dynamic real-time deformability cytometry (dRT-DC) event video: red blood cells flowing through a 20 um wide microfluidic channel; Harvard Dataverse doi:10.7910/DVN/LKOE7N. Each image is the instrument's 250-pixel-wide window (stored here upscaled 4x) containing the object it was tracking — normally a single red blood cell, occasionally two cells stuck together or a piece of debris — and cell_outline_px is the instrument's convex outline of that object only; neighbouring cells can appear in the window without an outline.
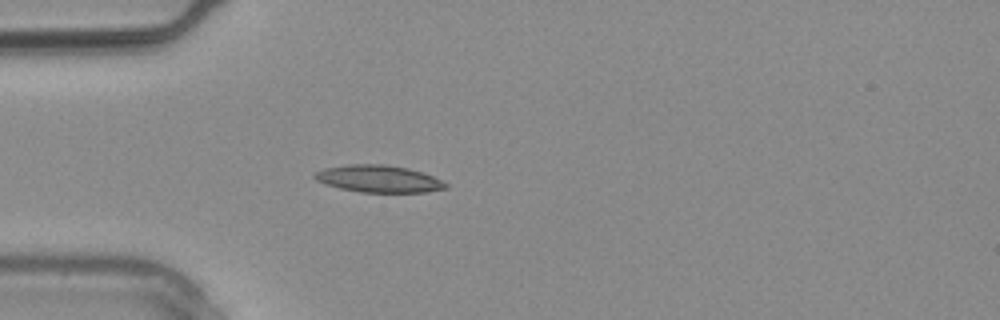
{"species": "common noctule bat (a hibernating species)", "species_latin": "Nyctalus noctula", "temperature_condition": "warm", "stored_images_in_passage": 2, "camera_frame_rate_fps": 3000, "um_per_image_px": 0.085, "animal": {"sex": "male", "body_mass_g": 20.4}, "frame": {"image": 1, "passage_image": 2, "time_ms": 0.333, "image_size_px": [1000, 320], "cell_outline_px": [[448, 188], [428, 192], [360, 192], [340, 188], [324, 184], [316, 180], [312, 176], [316, 172], [324, 168], [348, 164], [384, 164], [408, 168], [432, 176], [448, 184]], "centroid_in_image_um": [32.16, 15.2], "position_along_channel_um": 52.8, "area_um2": 20.69}}